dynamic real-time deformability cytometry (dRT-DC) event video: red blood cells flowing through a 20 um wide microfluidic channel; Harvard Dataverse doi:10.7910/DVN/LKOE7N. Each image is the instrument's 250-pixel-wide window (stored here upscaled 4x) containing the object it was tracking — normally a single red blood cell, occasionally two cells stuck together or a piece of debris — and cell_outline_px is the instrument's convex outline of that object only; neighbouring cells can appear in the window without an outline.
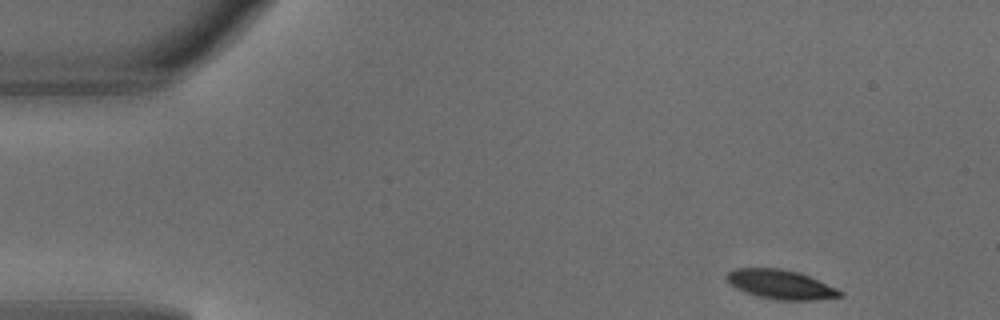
{"species": "common noctule bat (a hibernating species)", "species_latin": "Nyctalus noctula", "temperature_condition": "warm", "stored_images_in_passage": 3, "segment_of_instrument_passage": [2, 2], "camera_frame_rate_fps": 3000, "um_per_image_px": 0.085, "animal": {"sex": "male", "body_mass_g": 18.8}, "frame": {"image": 1, "passage_image": 3, "time_ms": 0.667, "image_size_px": [1000, 320], "cell_outline_px": [[844, 296], [812, 300], [780, 300], [760, 296], [736, 288], [724, 276], [728, 272], [736, 268], [780, 268], [800, 272], [836, 288], [844, 292]], "centroid_in_image_um": [66.39, 24.16], "position_along_channel_um": 18.6, "area_um2": 19.07}}